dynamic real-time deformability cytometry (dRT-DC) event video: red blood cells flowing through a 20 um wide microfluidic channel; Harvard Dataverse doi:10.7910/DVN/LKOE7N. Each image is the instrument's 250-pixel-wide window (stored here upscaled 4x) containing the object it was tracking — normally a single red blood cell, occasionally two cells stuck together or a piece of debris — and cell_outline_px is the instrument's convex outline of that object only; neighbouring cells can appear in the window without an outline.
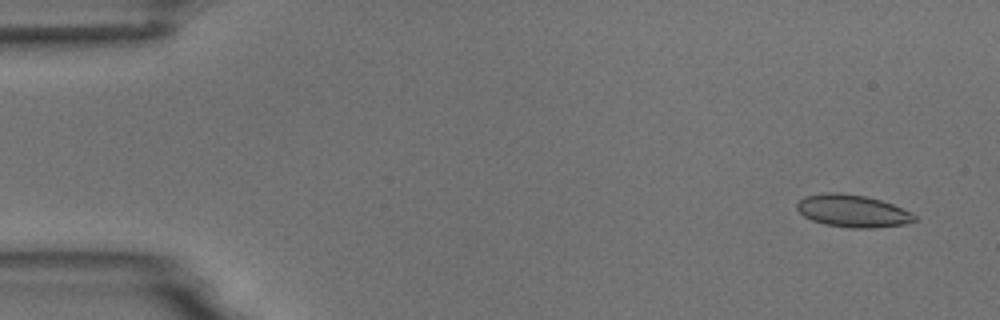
{"species": "common noctule bat (a hibernating species)", "species_latin": "Nyctalus noctula", "temperature_condition": "room temperature", "stored_images_in_passage": 5, "camera_frame_rate_fps": 3000, "um_per_image_px": 0.085, "animal": {"sex": "male", "body_mass_g": 18.8}, "frame": {"image": 1, "passage_image": 1, "time_ms": 0.0, "image_size_px": [1000, 320], "cell_outline_px": [[916, 220], [904, 224], [876, 228], [852, 228], [824, 224], [812, 220], [804, 216], [796, 208], [796, 204], [804, 196], [828, 192], [836, 192], [864, 196], [880, 200], [892, 204], [912, 212], [916, 216]], "centroid_in_image_um": [72.47, 17.93], "position_along_channel_um": 12.5, "area_um2": 22.14}}